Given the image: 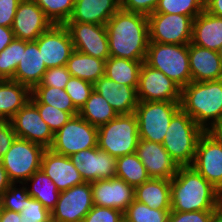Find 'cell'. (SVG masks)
Returning a JSON list of instances; mask_svg holds the SVG:
<instances>
[{"label":"cell","mask_w":222,"mask_h":222,"mask_svg":"<svg viewBox=\"0 0 222 222\" xmlns=\"http://www.w3.org/2000/svg\"><path fill=\"white\" fill-rule=\"evenodd\" d=\"M144 62L150 67L163 72L181 88L187 86L192 81L188 44L149 42Z\"/></svg>","instance_id":"7"},{"label":"cell","mask_w":222,"mask_h":222,"mask_svg":"<svg viewBox=\"0 0 222 222\" xmlns=\"http://www.w3.org/2000/svg\"><path fill=\"white\" fill-rule=\"evenodd\" d=\"M205 131L182 109L171 119L163 147L178 166H191L199 137Z\"/></svg>","instance_id":"4"},{"label":"cell","mask_w":222,"mask_h":222,"mask_svg":"<svg viewBox=\"0 0 222 222\" xmlns=\"http://www.w3.org/2000/svg\"><path fill=\"white\" fill-rule=\"evenodd\" d=\"M123 217L121 210L94 205L81 222H120Z\"/></svg>","instance_id":"44"},{"label":"cell","mask_w":222,"mask_h":222,"mask_svg":"<svg viewBox=\"0 0 222 222\" xmlns=\"http://www.w3.org/2000/svg\"><path fill=\"white\" fill-rule=\"evenodd\" d=\"M74 50L107 60L110 57L106 25L66 22Z\"/></svg>","instance_id":"14"},{"label":"cell","mask_w":222,"mask_h":222,"mask_svg":"<svg viewBox=\"0 0 222 222\" xmlns=\"http://www.w3.org/2000/svg\"><path fill=\"white\" fill-rule=\"evenodd\" d=\"M105 63V60L74 50L66 63V68L72 77L94 84L105 75Z\"/></svg>","instance_id":"29"},{"label":"cell","mask_w":222,"mask_h":222,"mask_svg":"<svg viewBox=\"0 0 222 222\" xmlns=\"http://www.w3.org/2000/svg\"><path fill=\"white\" fill-rule=\"evenodd\" d=\"M93 89L106 99L118 115L135 113L138 98L134 87L121 85L104 75L93 84Z\"/></svg>","instance_id":"23"},{"label":"cell","mask_w":222,"mask_h":222,"mask_svg":"<svg viewBox=\"0 0 222 222\" xmlns=\"http://www.w3.org/2000/svg\"><path fill=\"white\" fill-rule=\"evenodd\" d=\"M45 148L10 135L1 153V163L12 183H24L40 170Z\"/></svg>","instance_id":"5"},{"label":"cell","mask_w":222,"mask_h":222,"mask_svg":"<svg viewBox=\"0 0 222 222\" xmlns=\"http://www.w3.org/2000/svg\"><path fill=\"white\" fill-rule=\"evenodd\" d=\"M139 139L135 113L118 115L98 127V148L116 158L136 153Z\"/></svg>","instance_id":"6"},{"label":"cell","mask_w":222,"mask_h":222,"mask_svg":"<svg viewBox=\"0 0 222 222\" xmlns=\"http://www.w3.org/2000/svg\"><path fill=\"white\" fill-rule=\"evenodd\" d=\"M21 56L22 40L14 38L13 41L0 52V80H13Z\"/></svg>","instance_id":"38"},{"label":"cell","mask_w":222,"mask_h":222,"mask_svg":"<svg viewBox=\"0 0 222 222\" xmlns=\"http://www.w3.org/2000/svg\"><path fill=\"white\" fill-rule=\"evenodd\" d=\"M205 0H159L153 13L180 14L195 18L204 11Z\"/></svg>","instance_id":"37"},{"label":"cell","mask_w":222,"mask_h":222,"mask_svg":"<svg viewBox=\"0 0 222 222\" xmlns=\"http://www.w3.org/2000/svg\"><path fill=\"white\" fill-rule=\"evenodd\" d=\"M191 166L222 194V144L207 131L199 137Z\"/></svg>","instance_id":"15"},{"label":"cell","mask_w":222,"mask_h":222,"mask_svg":"<svg viewBox=\"0 0 222 222\" xmlns=\"http://www.w3.org/2000/svg\"><path fill=\"white\" fill-rule=\"evenodd\" d=\"M29 196L24 183H12L11 186L2 194L0 207L10 211L21 213L26 206V198Z\"/></svg>","instance_id":"39"},{"label":"cell","mask_w":222,"mask_h":222,"mask_svg":"<svg viewBox=\"0 0 222 222\" xmlns=\"http://www.w3.org/2000/svg\"><path fill=\"white\" fill-rule=\"evenodd\" d=\"M218 54H219V57H220L221 62H222V46H221L220 49L218 50Z\"/></svg>","instance_id":"55"},{"label":"cell","mask_w":222,"mask_h":222,"mask_svg":"<svg viewBox=\"0 0 222 222\" xmlns=\"http://www.w3.org/2000/svg\"><path fill=\"white\" fill-rule=\"evenodd\" d=\"M93 90V83L72 76L65 86L66 93L78 111L85 105Z\"/></svg>","instance_id":"40"},{"label":"cell","mask_w":222,"mask_h":222,"mask_svg":"<svg viewBox=\"0 0 222 222\" xmlns=\"http://www.w3.org/2000/svg\"><path fill=\"white\" fill-rule=\"evenodd\" d=\"M95 206L118 209L124 212L135 200V187L120 178L96 180L91 183Z\"/></svg>","instance_id":"19"},{"label":"cell","mask_w":222,"mask_h":222,"mask_svg":"<svg viewBox=\"0 0 222 222\" xmlns=\"http://www.w3.org/2000/svg\"><path fill=\"white\" fill-rule=\"evenodd\" d=\"M31 89L12 79L0 80V119L10 120L29 100Z\"/></svg>","instance_id":"27"},{"label":"cell","mask_w":222,"mask_h":222,"mask_svg":"<svg viewBox=\"0 0 222 222\" xmlns=\"http://www.w3.org/2000/svg\"><path fill=\"white\" fill-rule=\"evenodd\" d=\"M93 206L91 183L75 185L60 192L51 222H81Z\"/></svg>","instance_id":"12"},{"label":"cell","mask_w":222,"mask_h":222,"mask_svg":"<svg viewBox=\"0 0 222 222\" xmlns=\"http://www.w3.org/2000/svg\"><path fill=\"white\" fill-rule=\"evenodd\" d=\"M9 136H10V121L0 119V163H1L2 149L5 146Z\"/></svg>","instance_id":"50"},{"label":"cell","mask_w":222,"mask_h":222,"mask_svg":"<svg viewBox=\"0 0 222 222\" xmlns=\"http://www.w3.org/2000/svg\"><path fill=\"white\" fill-rule=\"evenodd\" d=\"M181 91L182 88L163 72L143 62L137 87L138 101L180 102Z\"/></svg>","instance_id":"13"},{"label":"cell","mask_w":222,"mask_h":222,"mask_svg":"<svg viewBox=\"0 0 222 222\" xmlns=\"http://www.w3.org/2000/svg\"><path fill=\"white\" fill-rule=\"evenodd\" d=\"M188 53L192 82L222 79V62L218 52L190 42L188 44Z\"/></svg>","instance_id":"22"},{"label":"cell","mask_w":222,"mask_h":222,"mask_svg":"<svg viewBox=\"0 0 222 222\" xmlns=\"http://www.w3.org/2000/svg\"><path fill=\"white\" fill-rule=\"evenodd\" d=\"M24 184L29 196L40 201L50 212L55 208L60 191L41 169L36 171Z\"/></svg>","instance_id":"31"},{"label":"cell","mask_w":222,"mask_h":222,"mask_svg":"<svg viewBox=\"0 0 222 222\" xmlns=\"http://www.w3.org/2000/svg\"><path fill=\"white\" fill-rule=\"evenodd\" d=\"M21 222H38V221L25 220V218L21 216Z\"/></svg>","instance_id":"56"},{"label":"cell","mask_w":222,"mask_h":222,"mask_svg":"<svg viewBox=\"0 0 222 222\" xmlns=\"http://www.w3.org/2000/svg\"><path fill=\"white\" fill-rule=\"evenodd\" d=\"M40 169L54 182L60 192L84 183L69 156L55 153L49 148L43 152Z\"/></svg>","instance_id":"21"},{"label":"cell","mask_w":222,"mask_h":222,"mask_svg":"<svg viewBox=\"0 0 222 222\" xmlns=\"http://www.w3.org/2000/svg\"><path fill=\"white\" fill-rule=\"evenodd\" d=\"M171 186L168 179L150 178L135 187V200L154 209H171Z\"/></svg>","instance_id":"28"},{"label":"cell","mask_w":222,"mask_h":222,"mask_svg":"<svg viewBox=\"0 0 222 222\" xmlns=\"http://www.w3.org/2000/svg\"><path fill=\"white\" fill-rule=\"evenodd\" d=\"M98 128L87 122L79 114L72 116L55 134L49 149L70 156L81 150L97 147Z\"/></svg>","instance_id":"9"},{"label":"cell","mask_w":222,"mask_h":222,"mask_svg":"<svg viewBox=\"0 0 222 222\" xmlns=\"http://www.w3.org/2000/svg\"><path fill=\"white\" fill-rule=\"evenodd\" d=\"M180 109V102L138 101L135 115L139 138L162 144L171 119Z\"/></svg>","instance_id":"8"},{"label":"cell","mask_w":222,"mask_h":222,"mask_svg":"<svg viewBox=\"0 0 222 222\" xmlns=\"http://www.w3.org/2000/svg\"><path fill=\"white\" fill-rule=\"evenodd\" d=\"M111 57L145 61L149 45L147 15L119 9L106 23Z\"/></svg>","instance_id":"1"},{"label":"cell","mask_w":222,"mask_h":222,"mask_svg":"<svg viewBox=\"0 0 222 222\" xmlns=\"http://www.w3.org/2000/svg\"><path fill=\"white\" fill-rule=\"evenodd\" d=\"M9 121L10 135L39 144L45 149L51 147L54 134L30 100Z\"/></svg>","instance_id":"11"},{"label":"cell","mask_w":222,"mask_h":222,"mask_svg":"<svg viewBox=\"0 0 222 222\" xmlns=\"http://www.w3.org/2000/svg\"><path fill=\"white\" fill-rule=\"evenodd\" d=\"M56 25H64L72 15L75 0H33Z\"/></svg>","instance_id":"36"},{"label":"cell","mask_w":222,"mask_h":222,"mask_svg":"<svg viewBox=\"0 0 222 222\" xmlns=\"http://www.w3.org/2000/svg\"><path fill=\"white\" fill-rule=\"evenodd\" d=\"M79 115L97 128L118 116L106 99L95 90L91 92L85 105L79 110Z\"/></svg>","instance_id":"32"},{"label":"cell","mask_w":222,"mask_h":222,"mask_svg":"<svg viewBox=\"0 0 222 222\" xmlns=\"http://www.w3.org/2000/svg\"><path fill=\"white\" fill-rule=\"evenodd\" d=\"M191 43L218 52L222 46V17L205 10L196 16L193 20Z\"/></svg>","instance_id":"26"},{"label":"cell","mask_w":222,"mask_h":222,"mask_svg":"<svg viewBox=\"0 0 222 222\" xmlns=\"http://www.w3.org/2000/svg\"><path fill=\"white\" fill-rule=\"evenodd\" d=\"M52 22L33 0H22L16 10L11 29L14 37L24 41H35L47 31Z\"/></svg>","instance_id":"18"},{"label":"cell","mask_w":222,"mask_h":222,"mask_svg":"<svg viewBox=\"0 0 222 222\" xmlns=\"http://www.w3.org/2000/svg\"><path fill=\"white\" fill-rule=\"evenodd\" d=\"M22 0H0V26L12 27L16 10Z\"/></svg>","instance_id":"47"},{"label":"cell","mask_w":222,"mask_h":222,"mask_svg":"<svg viewBox=\"0 0 222 222\" xmlns=\"http://www.w3.org/2000/svg\"><path fill=\"white\" fill-rule=\"evenodd\" d=\"M204 10L214 16L222 17V0H205Z\"/></svg>","instance_id":"49"},{"label":"cell","mask_w":222,"mask_h":222,"mask_svg":"<svg viewBox=\"0 0 222 222\" xmlns=\"http://www.w3.org/2000/svg\"><path fill=\"white\" fill-rule=\"evenodd\" d=\"M46 70L37 43L22 40V56L13 80L32 89L41 82Z\"/></svg>","instance_id":"24"},{"label":"cell","mask_w":222,"mask_h":222,"mask_svg":"<svg viewBox=\"0 0 222 222\" xmlns=\"http://www.w3.org/2000/svg\"><path fill=\"white\" fill-rule=\"evenodd\" d=\"M35 42L47 69L66 66L71 53L74 51L70 34L64 25L53 24Z\"/></svg>","instance_id":"16"},{"label":"cell","mask_w":222,"mask_h":222,"mask_svg":"<svg viewBox=\"0 0 222 222\" xmlns=\"http://www.w3.org/2000/svg\"><path fill=\"white\" fill-rule=\"evenodd\" d=\"M120 8V0H75L68 22L106 25Z\"/></svg>","instance_id":"25"},{"label":"cell","mask_w":222,"mask_h":222,"mask_svg":"<svg viewBox=\"0 0 222 222\" xmlns=\"http://www.w3.org/2000/svg\"><path fill=\"white\" fill-rule=\"evenodd\" d=\"M210 222H222V204L212 212Z\"/></svg>","instance_id":"54"},{"label":"cell","mask_w":222,"mask_h":222,"mask_svg":"<svg viewBox=\"0 0 222 222\" xmlns=\"http://www.w3.org/2000/svg\"><path fill=\"white\" fill-rule=\"evenodd\" d=\"M1 222H21V213L1 208Z\"/></svg>","instance_id":"51"},{"label":"cell","mask_w":222,"mask_h":222,"mask_svg":"<svg viewBox=\"0 0 222 222\" xmlns=\"http://www.w3.org/2000/svg\"><path fill=\"white\" fill-rule=\"evenodd\" d=\"M116 177L136 187L150 179L145 166L136 153L120 156L116 160Z\"/></svg>","instance_id":"34"},{"label":"cell","mask_w":222,"mask_h":222,"mask_svg":"<svg viewBox=\"0 0 222 222\" xmlns=\"http://www.w3.org/2000/svg\"><path fill=\"white\" fill-rule=\"evenodd\" d=\"M136 154L150 178L171 180L179 166L162 144L139 139Z\"/></svg>","instance_id":"20"},{"label":"cell","mask_w":222,"mask_h":222,"mask_svg":"<svg viewBox=\"0 0 222 222\" xmlns=\"http://www.w3.org/2000/svg\"><path fill=\"white\" fill-rule=\"evenodd\" d=\"M42 119L48 124L50 130L55 134L64 124H66L72 115L69 112L62 111L48 104H34Z\"/></svg>","instance_id":"41"},{"label":"cell","mask_w":222,"mask_h":222,"mask_svg":"<svg viewBox=\"0 0 222 222\" xmlns=\"http://www.w3.org/2000/svg\"><path fill=\"white\" fill-rule=\"evenodd\" d=\"M21 216L25 220L38 222H51V212L42 203L31 196L26 198V206L21 211Z\"/></svg>","instance_id":"42"},{"label":"cell","mask_w":222,"mask_h":222,"mask_svg":"<svg viewBox=\"0 0 222 222\" xmlns=\"http://www.w3.org/2000/svg\"><path fill=\"white\" fill-rule=\"evenodd\" d=\"M143 62L110 56L105 63V76L116 83L131 86L137 90Z\"/></svg>","instance_id":"30"},{"label":"cell","mask_w":222,"mask_h":222,"mask_svg":"<svg viewBox=\"0 0 222 222\" xmlns=\"http://www.w3.org/2000/svg\"><path fill=\"white\" fill-rule=\"evenodd\" d=\"M214 210L193 212L171 211L168 222H210Z\"/></svg>","instance_id":"45"},{"label":"cell","mask_w":222,"mask_h":222,"mask_svg":"<svg viewBox=\"0 0 222 222\" xmlns=\"http://www.w3.org/2000/svg\"><path fill=\"white\" fill-rule=\"evenodd\" d=\"M207 132L222 144V120L215 123Z\"/></svg>","instance_id":"53"},{"label":"cell","mask_w":222,"mask_h":222,"mask_svg":"<svg viewBox=\"0 0 222 222\" xmlns=\"http://www.w3.org/2000/svg\"><path fill=\"white\" fill-rule=\"evenodd\" d=\"M11 27L0 26V52L3 51L14 39Z\"/></svg>","instance_id":"48"},{"label":"cell","mask_w":222,"mask_h":222,"mask_svg":"<svg viewBox=\"0 0 222 222\" xmlns=\"http://www.w3.org/2000/svg\"><path fill=\"white\" fill-rule=\"evenodd\" d=\"M170 186L171 211L215 210L222 204V194L192 166H179Z\"/></svg>","instance_id":"2"},{"label":"cell","mask_w":222,"mask_h":222,"mask_svg":"<svg viewBox=\"0 0 222 222\" xmlns=\"http://www.w3.org/2000/svg\"><path fill=\"white\" fill-rule=\"evenodd\" d=\"M181 109L204 131L222 120V79L190 82L181 91Z\"/></svg>","instance_id":"3"},{"label":"cell","mask_w":222,"mask_h":222,"mask_svg":"<svg viewBox=\"0 0 222 222\" xmlns=\"http://www.w3.org/2000/svg\"><path fill=\"white\" fill-rule=\"evenodd\" d=\"M12 182L10 181L8 174L2 163H0V198L2 194L11 186Z\"/></svg>","instance_id":"52"},{"label":"cell","mask_w":222,"mask_h":222,"mask_svg":"<svg viewBox=\"0 0 222 222\" xmlns=\"http://www.w3.org/2000/svg\"><path fill=\"white\" fill-rule=\"evenodd\" d=\"M120 222H130L129 220H127L125 217H123Z\"/></svg>","instance_id":"57"},{"label":"cell","mask_w":222,"mask_h":222,"mask_svg":"<svg viewBox=\"0 0 222 222\" xmlns=\"http://www.w3.org/2000/svg\"><path fill=\"white\" fill-rule=\"evenodd\" d=\"M71 78V73L66 66L48 68L43 75V78L36 86H49L65 89L66 83Z\"/></svg>","instance_id":"43"},{"label":"cell","mask_w":222,"mask_h":222,"mask_svg":"<svg viewBox=\"0 0 222 222\" xmlns=\"http://www.w3.org/2000/svg\"><path fill=\"white\" fill-rule=\"evenodd\" d=\"M158 1L159 0H120V7L126 11L148 16L155 11Z\"/></svg>","instance_id":"46"},{"label":"cell","mask_w":222,"mask_h":222,"mask_svg":"<svg viewBox=\"0 0 222 222\" xmlns=\"http://www.w3.org/2000/svg\"><path fill=\"white\" fill-rule=\"evenodd\" d=\"M69 158L84 182L92 183L116 177L117 158L100 150L98 146L71 154Z\"/></svg>","instance_id":"17"},{"label":"cell","mask_w":222,"mask_h":222,"mask_svg":"<svg viewBox=\"0 0 222 222\" xmlns=\"http://www.w3.org/2000/svg\"><path fill=\"white\" fill-rule=\"evenodd\" d=\"M171 209H154L134 200L123 212L130 222H168Z\"/></svg>","instance_id":"35"},{"label":"cell","mask_w":222,"mask_h":222,"mask_svg":"<svg viewBox=\"0 0 222 222\" xmlns=\"http://www.w3.org/2000/svg\"><path fill=\"white\" fill-rule=\"evenodd\" d=\"M147 17L149 42L178 45H187L191 42L193 17L165 13H152Z\"/></svg>","instance_id":"10"},{"label":"cell","mask_w":222,"mask_h":222,"mask_svg":"<svg viewBox=\"0 0 222 222\" xmlns=\"http://www.w3.org/2000/svg\"><path fill=\"white\" fill-rule=\"evenodd\" d=\"M30 101L33 104H48L57 109L69 112L72 116L79 114L65 89L49 86H34L31 89Z\"/></svg>","instance_id":"33"}]
</instances>
